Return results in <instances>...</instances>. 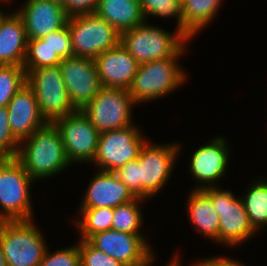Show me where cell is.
Here are the masks:
<instances>
[{
	"label": "cell",
	"mask_w": 267,
	"mask_h": 266,
	"mask_svg": "<svg viewBox=\"0 0 267 266\" xmlns=\"http://www.w3.org/2000/svg\"><path fill=\"white\" fill-rule=\"evenodd\" d=\"M141 133L135 125L100 133L94 164L99 170L115 172L128 161L137 159L147 142Z\"/></svg>",
	"instance_id": "30bf717a"
},
{
	"label": "cell",
	"mask_w": 267,
	"mask_h": 266,
	"mask_svg": "<svg viewBox=\"0 0 267 266\" xmlns=\"http://www.w3.org/2000/svg\"><path fill=\"white\" fill-rule=\"evenodd\" d=\"M7 110L12 133L20 142L47 124L34 92L27 84L7 104Z\"/></svg>",
	"instance_id": "ac0fdd59"
},
{
	"label": "cell",
	"mask_w": 267,
	"mask_h": 266,
	"mask_svg": "<svg viewBox=\"0 0 267 266\" xmlns=\"http://www.w3.org/2000/svg\"><path fill=\"white\" fill-rule=\"evenodd\" d=\"M229 151L226 140L220 136L195 150L189 164V173L198 183V187L196 186L194 190L215 187L216 182L226 173Z\"/></svg>",
	"instance_id": "9a60e30c"
},
{
	"label": "cell",
	"mask_w": 267,
	"mask_h": 266,
	"mask_svg": "<svg viewBox=\"0 0 267 266\" xmlns=\"http://www.w3.org/2000/svg\"><path fill=\"white\" fill-rule=\"evenodd\" d=\"M62 6L69 16L94 13L98 0H63Z\"/></svg>",
	"instance_id": "e575fe53"
},
{
	"label": "cell",
	"mask_w": 267,
	"mask_h": 266,
	"mask_svg": "<svg viewBox=\"0 0 267 266\" xmlns=\"http://www.w3.org/2000/svg\"><path fill=\"white\" fill-rule=\"evenodd\" d=\"M0 266H7L6 259L4 257L1 246H0Z\"/></svg>",
	"instance_id": "74e56055"
},
{
	"label": "cell",
	"mask_w": 267,
	"mask_h": 266,
	"mask_svg": "<svg viewBox=\"0 0 267 266\" xmlns=\"http://www.w3.org/2000/svg\"><path fill=\"white\" fill-rule=\"evenodd\" d=\"M16 159L34 181L55 176L70 165L60 133L53 123H47L22 140Z\"/></svg>",
	"instance_id": "6da1fadb"
},
{
	"label": "cell",
	"mask_w": 267,
	"mask_h": 266,
	"mask_svg": "<svg viewBox=\"0 0 267 266\" xmlns=\"http://www.w3.org/2000/svg\"><path fill=\"white\" fill-rule=\"evenodd\" d=\"M87 241L125 266H149L153 249L143 234H129L114 229L91 235Z\"/></svg>",
	"instance_id": "4fadbf2b"
},
{
	"label": "cell",
	"mask_w": 267,
	"mask_h": 266,
	"mask_svg": "<svg viewBox=\"0 0 267 266\" xmlns=\"http://www.w3.org/2000/svg\"><path fill=\"white\" fill-rule=\"evenodd\" d=\"M180 57H168L139 64L129 94L135 104L157 100L184 84L187 76L178 64Z\"/></svg>",
	"instance_id": "277c9868"
},
{
	"label": "cell",
	"mask_w": 267,
	"mask_h": 266,
	"mask_svg": "<svg viewBox=\"0 0 267 266\" xmlns=\"http://www.w3.org/2000/svg\"><path fill=\"white\" fill-rule=\"evenodd\" d=\"M216 186L202 191L211 199L219 215V243L231 247L242 245L256 233L250 224L243 201L231 191L221 190Z\"/></svg>",
	"instance_id": "ba28073f"
},
{
	"label": "cell",
	"mask_w": 267,
	"mask_h": 266,
	"mask_svg": "<svg viewBox=\"0 0 267 266\" xmlns=\"http://www.w3.org/2000/svg\"><path fill=\"white\" fill-rule=\"evenodd\" d=\"M181 145L153 144L147 141L138 156L140 166V198H151L170 178Z\"/></svg>",
	"instance_id": "8fae6325"
},
{
	"label": "cell",
	"mask_w": 267,
	"mask_h": 266,
	"mask_svg": "<svg viewBox=\"0 0 267 266\" xmlns=\"http://www.w3.org/2000/svg\"><path fill=\"white\" fill-rule=\"evenodd\" d=\"M76 266H86L82 261H79V263Z\"/></svg>",
	"instance_id": "ab89813d"
},
{
	"label": "cell",
	"mask_w": 267,
	"mask_h": 266,
	"mask_svg": "<svg viewBox=\"0 0 267 266\" xmlns=\"http://www.w3.org/2000/svg\"><path fill=\"white\" fill-rule=\"evenodd\" d=\"M140 169L137 158L114 172L136 197H140Z\"/></svg>",
	"instance_id": "836d02e7"
},
{
	"label": "cell",
	"mask_w": 267,
	"mask_h": 266,
	"mask_svg": "<svg viewBox=\"0 0 267 266\" xmlns=\"http://www.w3.org/2000/svg\"><path fill=\"white\" fill-rule=\"evenodd\" d=\"M140 4L146 20L149 16L163 18L176 16L177 26L175 30L183 33L182 4L180 0H140Z\"/></svg>",
	"instance_id": "f1b7e54d"
},
{
	"label": "cell",
	"mask_w": 267,
	"mask_h": 266,
	"mask_svg": "<svg viewBox=\"0 0 267 266\" xmlns=\"http://www.w3.org/2000/svg\"><path fill=\"white\" fill-rule=\"evenodd\" d=\"M222 0H183V34L193 38L216 17Z\"/></svg>",
	"instance_id": "603a6c76"
},
{
	"label": "cell",
	"mask_w": 267,
	"mask_h": 266,
	"mask_svg": "<svg viewBox=\"0 0 267 266\" xmlns=\"http://www.w3.org/2000/svg\"><path fill=\"white\" fill-rule=\"evenodd\" d=\"M20 141L13 135L9 125L7 106L0 107V159L17 157Z\"/></svg>",
	"instance_id": "f546056e"
},
{
	"label": "cell",
	"mask_w": 267,
	"mask_h": 266,
	"mask_svg": "<svg viewBox=\"0 0 267 266\" xmlns=\"http://www.w3.org/2000/svg\"><path fill=\"white\" fill-rule=\"evenodd\" d=\"M241 197L252 228L258 232L267 226V180L253 182Z\"/></svg>",
	"instance_id": "cb8c5ba5"
},
{
	"label": "cell",
	"mask_w": 267,
	"mask_h": 266,
	"mask_svg": "<svg viewBox=\"0 0 267 266\" xmlns=\"http://www.w3.org/2000/svg\"><path fill=\"white\" fill-rule=\"evenodd\" d=\"M97 171L87 187L80 208H114L136 198L114 172Z\"/></svg>",
	"instance_id": "d6986e66"
},
{
	"label": "cell",
	"mask_w": 267,
	"mask_h": 266,
	"mask_svg": "<svg viewBox=\"0 0 267 266\" xmlns=\"http://www.w3.org/2000/svg\"><path fill=\"white\" fill-rule=\"evenodd\" d=\"M26 84L33 90L40 113L47 123L77 111L70 100L59 66L28 71Z\"/></svg>",
	"instance_id": "52a82bcc"
},
{
	"label": "cell",
	"mask_w": 267,
	"mask_h": 266,
	"mask_svg": "<svg viewBox=\"0 0 267 266\" xmlns=\"http://www.w3.org/2000/svg\"><path fill=\"white\" fill-rule=\"evenodd\" d=\"M28 38L22 17L6 13L0 20V65L23 66Z\"/></svg>",
	"instance_id": "ffe728a7"
},
{
	"label": "cell",
	"mask_w": 267,
	"mask_h": 266,
	"mask_svg": "<svg viewBox=\"0 0 267 266\" xmlns=\"http://www.w3.org/2000/svg\"><path fill=\"white\" fill-rule=\"evenodd\" d=\"M5 1H6V2H9L10 0H3V1H2V0H0V2H5Z\"/></svg>",
	"instance_id": "60d3db41"
},
{
	"label": "cell",
	"mask_w": 267,
	"mask_h": 266,
	"mask_svg": "<svg viewBox=\"0 0 267 266\" xmlns=\"http://www.w3.org/2000/svg\"><path fill=\"white\" fill-rule=\"evenodd\" d=\"M166 266H181L179 258L174 256Z\"/></svg>",
	"instance_id": "8d00e7d4"
},
{
	"label": "cell",
	"mask_w": 267,
	"mask_h": 266,
	"mask_svg": "<svg viewBox=\"0 0 267 266\" xmlns=\"http://www.w3.org/2000/svg\"><path fill=\"white\" fill-rule=\"evenodd\" d=\"M5 14H6V13H5L4 11L0 10V20H1V18H2Z\"/></svg>",
	"instance_id": "f35d334b"
},
{
	"label": "cell",
	"mask_w": 267,
	"mask_h": 266,
	"mask_svg": "<svg viewBox=\"0 0 267 266\" xmlns=\"http://www.w3.org/2000/svg\"><path fill=\"white\" fill-rule=\"evenodd\" d=\"M61 62L62 59L42 38L28 40L26 58L23 64L26 73L42 67L59 66Z\"/></svg>",
	"instance_id": "4316f807"
},
{
	"label": "cell",
	"mask_w": 267,
	"mask_h": 266,
	"mask_svg": "<svg viewBox=\"0 0 267 266\" xmlns=\"http://www.w3.org/2000/svg\"><path fill=\"white\" fill-rule=\"evenodd\" d=\"M94 60L102 87L129 90L139 63L121 44L106 50Z\"/></svg>",
	"instance_id": "e0dca14e"
},
{
	"label": "cell",
	"mask_w": 267,
	"mask_h": 266,
	"mask_svg": "<svg viewBox=\"0 0 267 266\" xmlns=\"http://www.w3.org/2000/svg\"><path fill=\"white\" fill-rule=\"evenodd\" d=\"M42 39L62 60L74 57L68 25L43 36Z\"/></svg>",
	"instance_id": "d6a6232c"
},
{
	"label": "cell",
	"mask_w": 267,
	"mask_h": 266,
	"mask_svg": "<svg viewBox=\"0 0 267 266\" xmlns=\"http://www.w3.org/2000/svg\"><path fill=\"white\" fill-rule=\"evenodd\" d=\"M81 216L77 218L76 228L79 229L81 240H87L91 235L111 230L113 219V208H79Z\"/></svg>",
	"instance_id": "d4e9b609"
},
{
	"label": "cell",
	"mask_w": 267,
	"mask_h": 266,
	"mask_svg": "<svg viewBox=\"0 0 267 266\" xmlns=\"http://www.w3.org/2000/svg\"><path fill=\"white\" fill-rule=\"evenodd\" d=\"M143 200L144 198L136 197L134 200L114 207L111 229L129 234H142L140 227L144 222L139 204Z\"/></svg>",
	"instance_id": "484cf974"
},
{
	"label": "cell",
	"mask_w": 267,
	"mask_h": 266,
	"mask_svg": "<svg viewBox=\"0 0 267 266\" xmlns=\"http://www.w3.org/2000/svg\"><path fill=\"white\" fill-rule=\"evenodd\" d=\"M80 261L86 266H125L106 253L93 247L87 240H79Z\"/></svg>",
	"instance_id": "4dcf8cb0"
},
{
	"label": "cell",
	"mask_w": 267,
	"mask_h": 266,
	"mask_svg": "<svg viewBox=\"0 0 267 266\" xmlns=\"http://www.w3.org/2000/svg\"><path fill=\"white\" fill-rule=\"evenodd\" d=\"M25 84L26 72L23 66L0 65V107L7 106Z\"/></svg>",
	"instance_id": "83f0119b"
},
{
	"label": "cell",
	"mask_w": 267,
	"mask_h": 266,
	"mask_svg": "<svg viewBox=\"0 0 267 266\" xmlns=\"http://www.w3.org/2000/svg\"><path fill=\"white\" fill-rule=\"evenodd\" d=\"M67 25L76 57L95 59L120 44L121 34L95 13L69 16Z\"/></svg>",
	"instance_id": "8992f818"
},
{
	"label": "cell",
	"mask_w": 267,
	"mask_h": 266,
	"mask_svg": "<svg viewBox=\"0 0 267 266\" xmlns=\"http://www.w3.org/2000/svg\"><path fill=\"white\" fill-rule=\"evenodd\" d=\"M30 220L0 221V246L7 266H38L47 244Z\"/></svg>",
	"instance_id": "3957f363"
},
{
	"label": "cell",
	"mask_w": 267,
	"mask_h": 266,
	"mask_svg": "<svg viewBox=\"0 0 267 266\" xmlns=\"http://www.w3.org/2000/svg\"><path fill=\"white\" fill-rule=\"evenodd\" d=\"M17 13L24 21L28 40L65 27L69 18L62 4L54 0H26Z\"/></svg>",
	"instance_id": "2e32d148"
},
{
	"label": "cell",
	"mask_w": 267,
	"mask_h": 266,
	"mask_svg": "<svg viewBox=\"0 0 267 266\" xmlns=\"http://www.w3.org/2000/svg\"><path fill=\"white\" fill-rule=\"evenodd\" d=\"M59 67L73 106L82 110L102 87L95 60L74 56L63 59Z\"/></svg>",
	"instance_id": "5bb4252c"
},
{
	"label": "cell",
	"mask_w": 267,
	"mask_h": 266,
	"mask_svg": "<svg viewBox=\"0 0 267 266\" xmlns=\"http://www.w3.org/2000/svg\"><path fill=\"white\" fill-rule=\"evenodd\" d=\"M94 13L120 34L146 21L140 0H98Z\"/></svg>",
	"instance_id": "44dd1931"
},
{
	"label": "cell",
	"mask_w": 267,
	"mask_h": 266,
	"mask_svg": "<svg viewBox=\"0 0 267 266\" xmlns=\"http://www.w3.org/2000/svg\"><path fill=\"white\" fill-rule=\"evenodd\" d=\"M133 105L136 106L128 90L101 87L82 111L99 133H103L133 125Z\"/></svg>",
	"instance_id": "9c48e42d"
},
{
	"label": "cell",
	"mask_w": 267,
	"mask_h": 266,
	"mask_svg": "<svg viewBox=\"0 0 267 266\" xmlns=\"http://www.w3.org/2000/svg\"><path fill=\"white\" fill-rule=\"evenodd\" d=\"M53 124L60 133L70 164L93 162L100 133L82 110L63 116Z\"/></svg>",
	"instance_id": "7c38bea8"
},
{
	"label": "cell",
	"mask_w": 267,
	"mask_h": 266,
	"mask_svg": "<svg viewBox=\"0 0 267 266\" xmlns=\"http://www.w3.org/2000/svg\"><path fill=\"white\" fill-rule=\"evenodd\" d=\"M48 247L43 259L38 266H76L80 261L78 244L66 249H57L55 252H48Z\"/></svg>",
	"instance_id": "1f68e13d"
},
{
	"label": "cell",
	"mask_w": 267,
	"mask_h": 266,
	"mask_svg": "<svg viewBox=\"0 0 267 266\" xmlns=\"http://www.w3.org/2000/svg\"><path fill=\"white\" fill-rule=\"evenodd\" d=\"M187 202L190 221L202 236L219 243V215L211 199L202 190H192Z\"/></svg>",
	"instance_id": "7402d4cb"
},
{
	"label": "cell",
	"mask_w": 267,
	"mask_h": 266,
	"mask_svg": "<svg viewBox=\"0 0 267 266\" xmlns=\"http://www.w3.org/2000/svg\"><path fill=\"white\" fill-rule=\"evenodd\" d=\"M35 181L16 159H0V221L30 220V185Z\"/></svg>",
	"instance_id": "5b68a950"
},
{
	"label": "cell",
	"mask_w": 267,
	"mask_h": 266,
	"mask_svg": "<svg viewBox=\"0 0 267 266\" xmlns=\"http://www.w3.org/2000/svg\"><path fill=\"white\" fill-rule=\"evenodd\" d=\"M147 21L121 33L120 44L139 64L184 55L189 39L182 32L170 33Z\"/></svg>",
	"instance_id": "7a4b0ae2"
},
{
	"label": "cell",
	"mask_w": 267,
	"mask_h": 266,
	"mask_svg": "<svg viewBox=\"0 0 267 266\" xmlns=\"http://www.w3.org/2000/svg\"><path fill=\"white\" fill-rule=\"evenodd\" d=\"M195 264L197 266H246L231 258H225L224 256L206 258L201 261L198 260Z\"/></svg>",
	"instance_id": "d590c367"
}]
</instances>
